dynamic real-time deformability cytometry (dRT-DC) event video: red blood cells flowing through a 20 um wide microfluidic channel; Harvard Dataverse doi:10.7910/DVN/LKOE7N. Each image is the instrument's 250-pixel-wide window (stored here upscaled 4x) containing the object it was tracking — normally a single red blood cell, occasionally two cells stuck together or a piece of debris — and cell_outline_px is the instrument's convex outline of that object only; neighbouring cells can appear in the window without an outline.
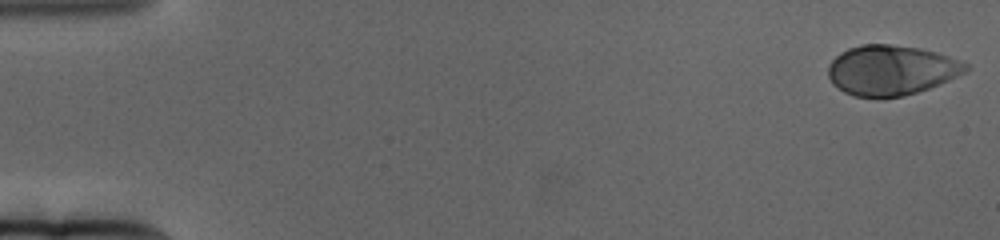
{"species": "human", "species_latin": "Homo sapiens", "temperature_condition": "cold", "stored_images_in_passage": 65, "camera_frame_rate_fps": 3000, "um_per_image_px": 0.085, "donor": {"sex": "female"}, "frame": {"image": 1, "passage_image": 1, "time_ms": 0.0, "image_size_px": [1000, 240], "cell_outline_px": [[968, 72], [940, 84], [904, 96], [880, 100], [852, 96], [836, 88], [832, 84], [828, 76], [828, 64], [840, 52], [848, 48], [860, 44], [888, 44], [920, 48], [936, 52], [948, 56], [968, 64]], "centroid_in_image_um": [75.72, 6.0], "position_along_channel_um": 9.3, "area_um2": 40.86}}
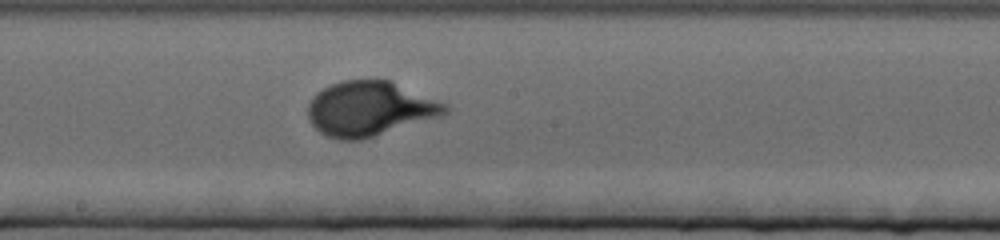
{"frame": {"image": 2, "passage_image": 36, "time_ms": 11.667, "image_size_px": [1000, 240], "cell_outline_px": [[452, 108], [448, 112], [440, 116], [360, 140], [340, 140], [328, 136], [320, 132], [312, 124], [308, 116], [308, 104], [312, 96], [316, 92], [332, 84], [344, 80], [388, 80], [448, 104]], "centroid_in_image_um": [31.42, 9.24], "position_along_channel_um": 216.8, "area_um2": 43.29}}
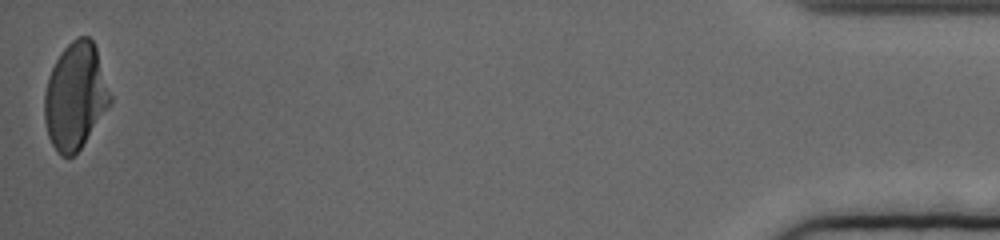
{"frame": {"image": 3, "passage_image": 65, "time_ms": 21.333, "image_size_px": [1000, 240], "cell_outline_px": [[112, 104], [80, 148], [72, 156], [60, 156], [56, 152], [48, 136], [44, 120], [44, 92], [48, 76], [60, 52], [72, 40], [80, 36], [88, 36], [92, 40], [96, 48], [112, 96]], "centroid_in_image_um": [6.4, 8.18], "position_along_channel_um": 428.8, "area_um2": 40.98}, "authors_computed_cell_mechanics": {"area_um2": 40.4022, "velocity_mm_per_s": 3.0787, "shape_relaxation_time_tau1_ms": 3.6881, "shape_relaxation_time_tau2_ms": null, "deformation_change_tau1": 0.1848, "deformation_change_tau2": null}}